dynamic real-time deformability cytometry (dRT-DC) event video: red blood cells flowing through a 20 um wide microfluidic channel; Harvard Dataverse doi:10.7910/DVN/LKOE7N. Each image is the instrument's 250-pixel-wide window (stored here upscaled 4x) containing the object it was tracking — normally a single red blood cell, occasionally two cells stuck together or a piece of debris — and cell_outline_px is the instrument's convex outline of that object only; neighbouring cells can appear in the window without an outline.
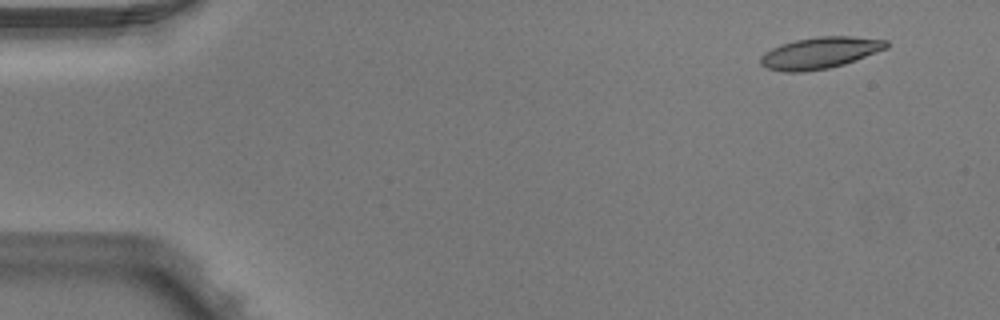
{"species": "Egyptian fruit bat (a non-hibernating species)", "species_latin": "Rousettus aegyptiacus", "temperature_condition": "warm", "stored_images_in_passage": 4, "camera_frame_rate_fps": 3000, "um_per_image_px": 0.085, "animal": {"sex": "male"}, "frame": {"image": 1, "passage_image": 1, "time_ms": 0.0, "image_size_px": [1000, 320], "cell_outline_px": [[888, 48], [856, 60], [844, 64], [828, 68], [804, 72], [784, 72], [764, 68], [760, 64], [760, 56], [764, 52], [780, 44], [796, 40], [816, 36], [852, 36], [888, 40]], "centroid_in_image_um": [69.67, 4.5], "position_along_channel_um": 15.3, "area_um2": 23.35}}
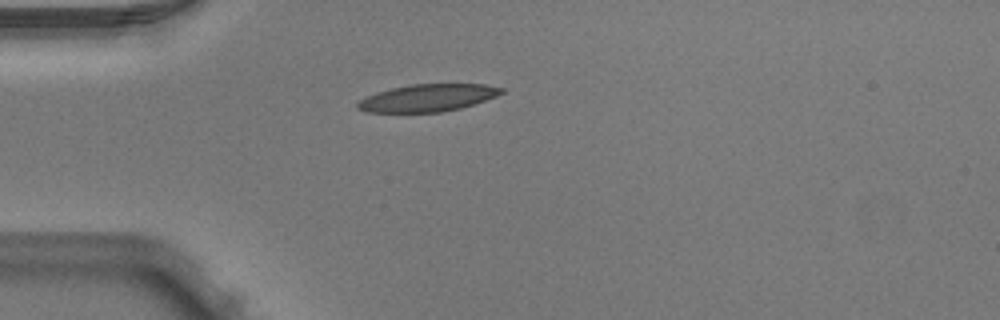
{"frame": {"image": 2, "passage_image": 3, "time_ms": 0.667, "image_size_px": [1000, 320], "cell_outline_px": [[504, 92], [496, 96], [460, 108], [440, 112], [364, 112], [356, 108], [356, 104], [364, 96], [376, 92], [392, 88], [412, 84], [484, 84], [504, 88]], "centroid_in_image_um": [36.3, 8.31], "position_along_channel_um": 48.7, "area_um2": 22.83}}